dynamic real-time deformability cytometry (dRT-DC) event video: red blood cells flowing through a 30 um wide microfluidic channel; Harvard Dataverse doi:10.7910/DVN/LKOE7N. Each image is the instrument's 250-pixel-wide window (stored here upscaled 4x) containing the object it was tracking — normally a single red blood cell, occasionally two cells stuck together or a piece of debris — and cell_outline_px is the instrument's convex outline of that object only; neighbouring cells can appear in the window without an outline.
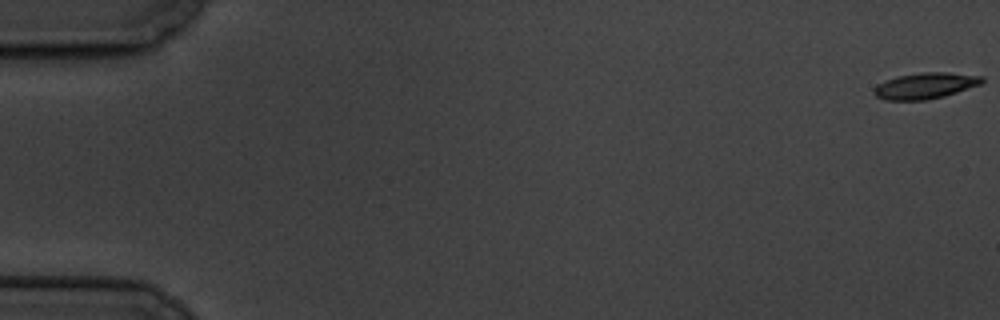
{"species": "common noctule bat (a hibernating species)", "species_latin": "Nyctalus noctula", "temperature_condition": "cold", "stored_images_in_passage": 6, "camera_frame_rate_fps": 3000, "um_per_image_px": 0.085, "animal": {"sex": "male", "body_mass_g": 19.5, "forearm_length_mm": 54.6}, "frame": {"image": 1, "passage_image": 1, "time_ms": 0.0, "image_size_px": [1000, 320], "cell_outline_px": [[984, 80], [980, 84], [944, 96], [924, 100], [884, 100], [876, 96], [872, 92], [876, 84], [884, 80], [896, 76], [920, 72], [948, 72], [984, 76]], "centroid_in_image_um": [78.6, 7.27], "position_along_channel_um": 6.4, "area_um2": 16.53}}
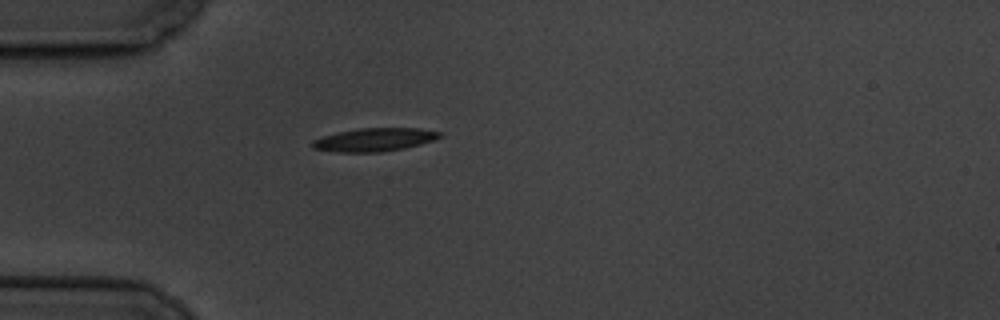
{"frame": {"image": 2, "passage_image": 5, "time_ms": 5.667, "image_size_px": [1000, 320], "cell_outline_px": [[444, 136], [420, 144], [404, 148], [380, 152], [336, 152], [312, 148], [312, 140], [324, 136], [340, 132], [360, 128], [420, 128], [440, 132]], "centroid_in_image_um": [31.84, 11.87], "position_along_channel_um": 53.2, "area_um2": 17.11}}